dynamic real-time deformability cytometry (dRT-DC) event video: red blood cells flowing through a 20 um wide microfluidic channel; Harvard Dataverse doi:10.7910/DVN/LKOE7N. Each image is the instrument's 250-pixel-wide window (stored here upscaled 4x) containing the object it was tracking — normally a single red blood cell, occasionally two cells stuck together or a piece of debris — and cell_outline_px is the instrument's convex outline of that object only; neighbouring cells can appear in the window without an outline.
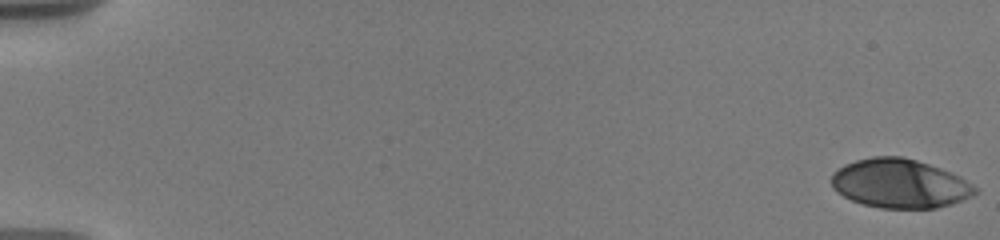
{"species": "human", "species_latin": "Homo sapiens", "temperature_condition": "warm", "stored_images_in_passage": 72, "camera_frame_rate_fps": 3000, "um_per_image_px": 0.085, "donor": {"sex": "male"}, "frame": {"image": 1, "passage_image": 1, "time_ms": 0.0, "image_size_px": [1000, 240], "cell_outline_px": [[980, 192], [972, 196], [952, 204], [936, 208], [880, 208], [864, 204], [852, 200], [836, 192], [832, 188], [832, 172], [844, 164], [856, 160], [872, 156], [904, 156], [952, 172], [960, 176], [980, 188]], "centroid_in_image_um": [76.51, 15.6], "position_along_channel_um": 8.5, "area_um2": 41.38}}
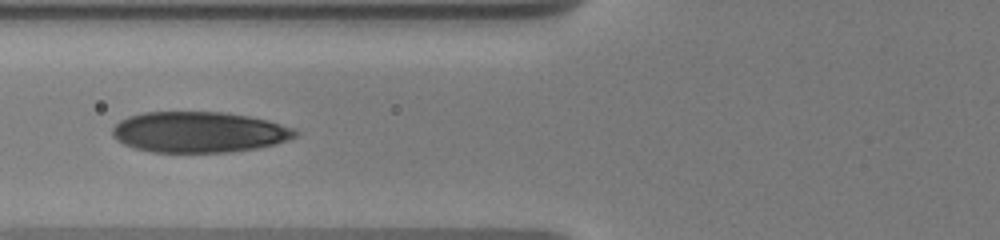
{"frame": {"image": 2, "passage_image": 31, "time_ms": 7.667, "image_size_px": [1000, 240], "cell_outline_px": [[300, 132], [296, 136], [288, 140], [276, 144], [256, 148], [228, 152], [152, 152], [136, 148], [124, 144], [116, 140], [112, 136], [112, 128], [120, 120], [128, 116], [144, 112], [224, 112], [248, 116], [268, 120], [296, 128]], "centroid_in_image_um": [16.93, 11.22], "position_along_channel_um": 108.9, "area_um2": 43.7}}
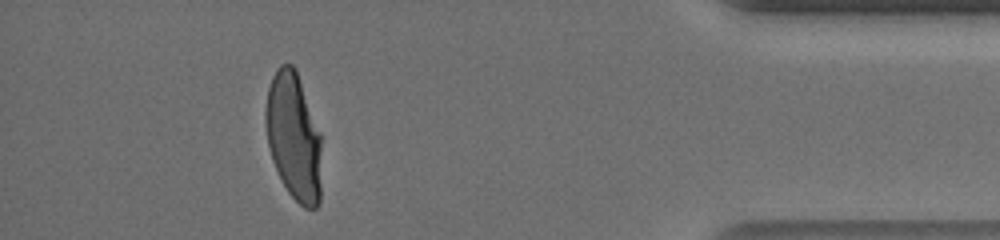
{"frame": {"image": 3, "passage_image": 60, "time_ms": 17.0, "image_size_px": [1000, 240], "cell_outline_px": [[320, 200], [316, 208], [304, 208], [288, 192], [272, 160], [268, 144], [264, 120], [264, 112], [268, 88], [272, 76], [276, 68], [280, 64], [292, 64], [296, 68], [320, 132]], "centroid_in_image_um": [24.94, 11.57], "position_along_channel_um": 410.3, "area_um2": 41.56}, "authors_computed_cell_mechanics": {"area_um2": 42.5408, "velocity_mm_per_s": 3.6681, "shape_relaxation_time_tau1_ms": 4.9001, "shape_relaxation_time_tau2_ms": null, "deformation_change_tau1": 0.2151, "deformation_change_tau2": null}}